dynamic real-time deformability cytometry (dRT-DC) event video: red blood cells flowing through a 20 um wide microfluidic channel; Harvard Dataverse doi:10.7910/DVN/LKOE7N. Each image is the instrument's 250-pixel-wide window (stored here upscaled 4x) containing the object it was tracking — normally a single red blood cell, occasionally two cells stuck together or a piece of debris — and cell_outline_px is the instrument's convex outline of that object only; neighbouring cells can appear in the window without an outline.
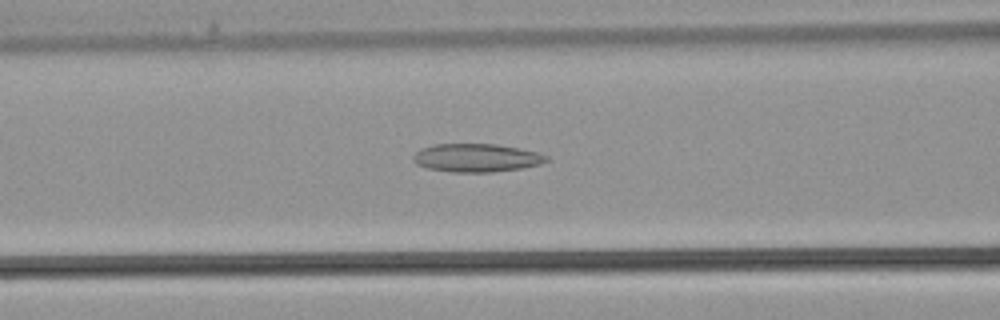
{"species": "common noctule bat (a hibernating species)", "species_latin": "Nyctalus noctula", "temperature_condition": "warm", "stored_images_in_passage": 29, "camera_frame_rate_fps": 3000, "um_per_image_px": 0.085, "animal": {"sex": "male", "body_mass_g": 21.5, "forearm_length_mm": 52.0}, "frame": {"image": 1, "passage_image": 14, "time_ms": 4.333, "image_size_px": [1000, 320], "cell_outline_px": [[548, 160], [540, 164], [520, 168], [492, 172], [452, 172], [428, 168], [416, 164], [412, 160], [412, 156], [420, 148], [432, 144], [496, 144], [536, 152], [548, 156]], "centroid_in_image_um": [40.44, 13.41], "position_along_channel_um": 126.2, "area_um2": 21.85}}
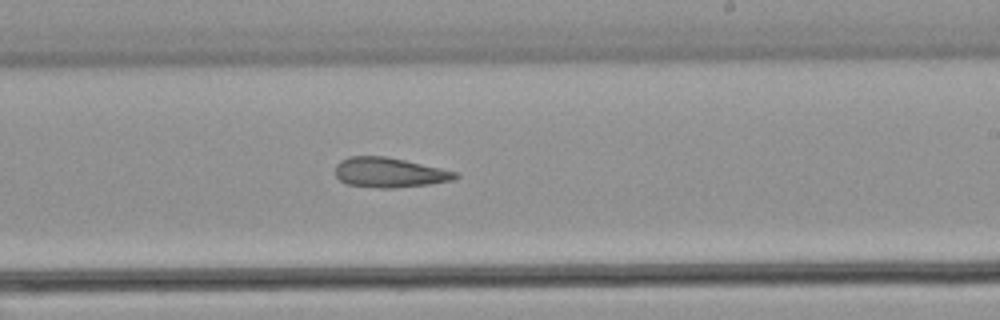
{"frame": {"image": 2, "passage_image": 21, "time_ms": 6.667, "image_size_px": [1000, 320], "cell_outline_px": [[460, 176], [452, 180], [428, 184], [396, 188], [380, 188], [344, 184], [336, 176], [336, 164], [340, 160], [348, 156], [384, 156], [404, 160], [440, 168], [456, 172]], "centroid_in_image_um": [33.05, 14.67], "position_along_channel_um": 255.9, "area_um2": 20.81}}
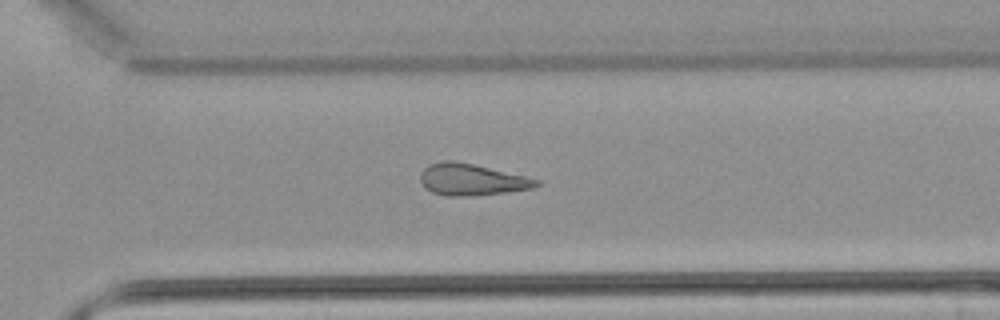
{"frame": {"image": 3, "passage_image": 25, "time_ms": 8.0, "image_size_px": [1000, 320], "cell_outline_px": [[540, 184], [532, 188], [504, 192], [468, 196], [444, 196], [432, 192], [424, 188], [420, 180], [420, 172], [428, 164], [440, 160], [452, 160], [472, 164], [524, 176], [540, 180]], "centroid_in_image_um": [40.01, 15.26], "position_along_channel_um": 330.6, "area_um2": 21.27}}